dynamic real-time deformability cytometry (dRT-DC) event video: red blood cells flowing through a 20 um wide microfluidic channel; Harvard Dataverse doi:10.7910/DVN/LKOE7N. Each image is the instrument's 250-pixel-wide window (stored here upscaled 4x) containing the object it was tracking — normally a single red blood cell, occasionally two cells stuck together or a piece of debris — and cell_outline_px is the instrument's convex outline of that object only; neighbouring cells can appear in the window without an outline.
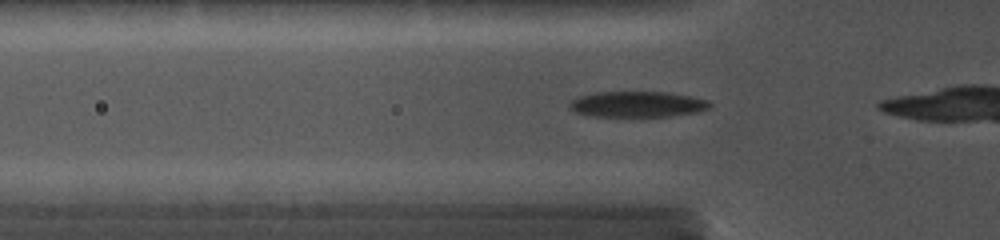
{"species": "common noctule bat (a hibernating species)", "species_latin": "Nyctalus noctula", "temperature_condition": "cold", "stored_images_in_passage": 38, "camera_frame_rate_fps": 5000, "um_per_image_px": 0.085, "animal": {"sex": "female", "body_mass_g": 19.0, "forearm_length_mm": 56.7}, "frame": {"image": 1, "passage_image": 2, "time_ms": 0.4, "image_size_px": [1000, 240], "cell_outline_px": [[712, 104], [708, 108], [696, 112], [668, 116], [600, 116], [576, 112], [568, 104], [572, 100], [580, 96], [596, 92], [664, 92], [688, 96], [704, 100]], "centroid_in_image_um": [54.16, 8.85], "position_along_channel_um": 71.6, "area_um2": 20.46}}
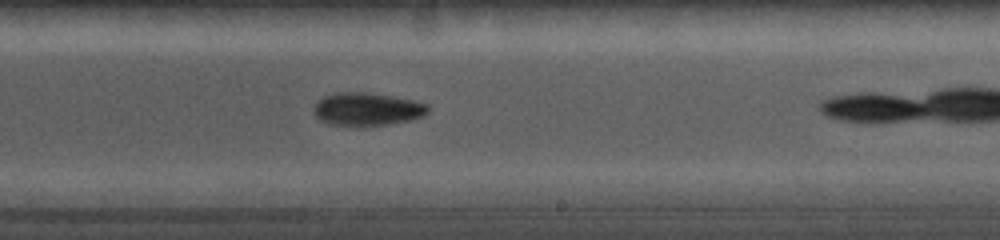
{"frame": {"image": 2, "passage_image": 21, "time_ms": 5.0, "image_size_px": [1000, 240], "cell_outline_px": [[428, 112], [424, 116], [408, 120], [388, 124], [332, 124], [320, 120], [316, 116], [316, 104], [324, 96], [340, 92], [368, 92], [412, 100], [428, 104]], "centroid_in_image_um": [31.25, 9.25], "position_along_channel_um": 257.7, "area_um2": 21.15}}
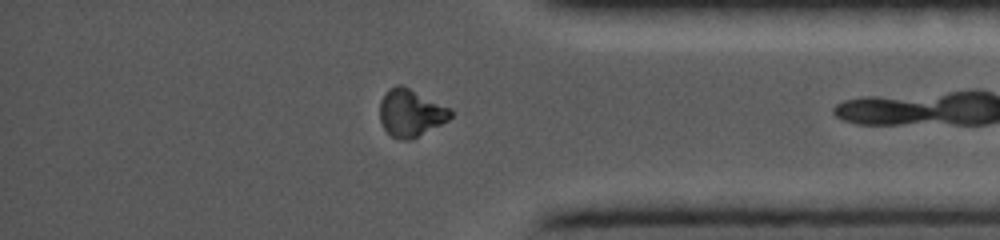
{"frame": {"image": 3, "passage_image": 36, "time_ms": 8.6, "image_size_px": [1000, 240], "cell_outline_px": [[452, 116], [448, 120], [412, 140], [400, 140], [392, 136], [384, 128], [380, 120], [380, 100], [388, 88], [396, 84], [400, 84], [452, 108]], "centroid_in_image_um": [34.91, 9.59], "position_along_channel_um": 400.3, "area_um2": 19.65}}